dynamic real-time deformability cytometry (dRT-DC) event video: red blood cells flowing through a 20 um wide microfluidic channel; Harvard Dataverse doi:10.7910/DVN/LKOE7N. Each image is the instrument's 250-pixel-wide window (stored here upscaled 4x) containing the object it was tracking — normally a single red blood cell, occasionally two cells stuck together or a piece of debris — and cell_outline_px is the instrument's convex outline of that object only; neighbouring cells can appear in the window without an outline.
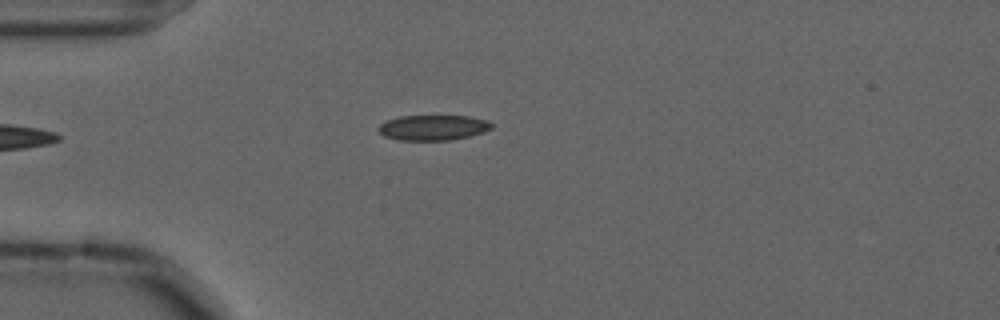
{"species": "common noctule bat (a hibernating species)", "species_latin": "Nyctalus noctula", "temperature_condition": "cold", "stored_images_in_passage": 38, "camera_frame_rate_fps": 3000, "um_per_image_px": 0.085, "animal": {"sex": "male", "forearm_length_mm": 52.5}, "frame": {"image": 1, "passage_image": 1, "time_ms": 0.0, "image_size_px": [1000, 320], "cell_outline_px": [[492, 128], [484, 132], [468, 136], [448, 140], [396, 140], [384, 136], [376, 128], [380, 124], [388, 120], [400, 116], [468, 116], [488, 120], [492, 124]], "centroid_in_image_um": [36.8, 10.84], "position_along_channel_um": 48.2, "area_um2": 16.65}}
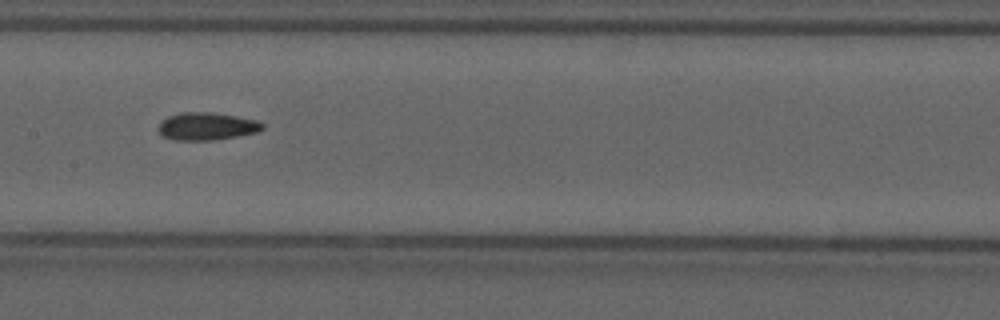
{"frame": {"image": 2, "passage_image": 14, "time_ms": 4.333, "image_size_px": [1000, 320], "cell_outline_px": [[264, 128], [256, 132], [236, 136], [212, 140], [172, 140], [160, 136], [160, 120], [168, 116], [184, 112], [212, 112], [236, 116], [256, 120], [264, 124]], "centroid_in_image_um": [17.54, 10.73], "position_along_channel_um": 189.9, "area_um2": 16.7}}
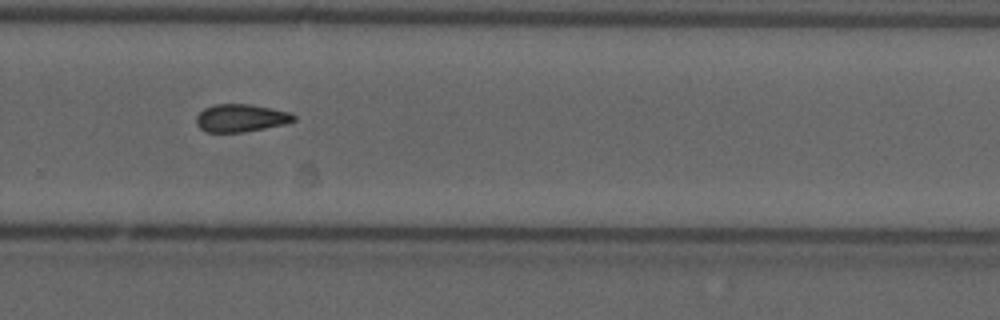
{"frame": {"image": 3, "passage_image": 24, "time_ms": 7.667, "image_size_px": [1000, 320], "cell_outline_px": [[296, 120], [284, 124], [244, 132], [208, 132], [200, 128], [196, 124], [196, 116], [204, 108], [216, 104], [252, 104], [288, 112], [296, 116]], "centroid_in_image_um": [20.46, 10.03], "position_along_channel_um": 309.3, "area_um2": 15.66}}